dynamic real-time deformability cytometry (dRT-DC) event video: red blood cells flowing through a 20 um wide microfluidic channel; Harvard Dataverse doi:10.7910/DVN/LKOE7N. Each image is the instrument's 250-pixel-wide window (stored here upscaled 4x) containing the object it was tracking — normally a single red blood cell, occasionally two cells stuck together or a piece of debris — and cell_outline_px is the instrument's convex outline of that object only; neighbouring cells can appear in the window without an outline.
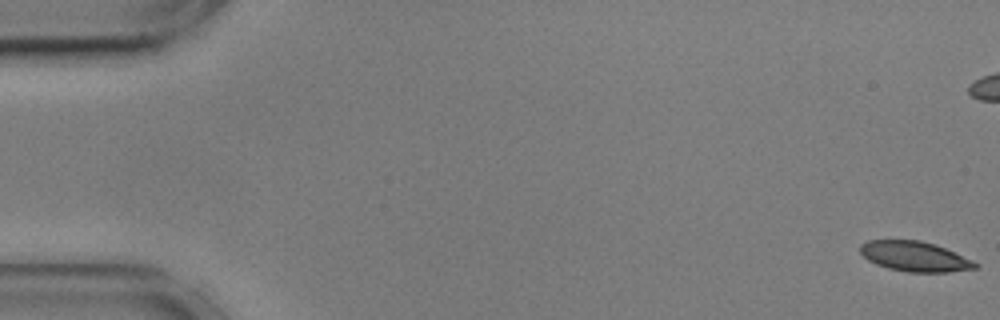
{"species": "common noctule bat (a hibernating species)", "species_latin": "Nyctalus noctula", "temperature_condition": "cold", "stored_images_in_passage": 34, "camera_frame_rate_fps": 3000, "um_per_image_px": 0.085, "animal": {"sex": "male", "body_mass_g": 17.9, "forearm_length_mm": 54.2}, "frame": {"image": 1, "passage_image": 1, "time_ms": 0.0, "image_size_px": [1000, 320], "cell_outline_px": [[980, 264], [976, 268], [948, 272], [908, 272], [888, 268], [876, 264], [868, 260], [860, 252], [860, 244], [868, 240], [920, 240], [936, 244], [972, 260]], "centroid_in_image_um": [77.75, 21.79], "position_along_channel_um": 7.3, "area_um2": 20.11}}